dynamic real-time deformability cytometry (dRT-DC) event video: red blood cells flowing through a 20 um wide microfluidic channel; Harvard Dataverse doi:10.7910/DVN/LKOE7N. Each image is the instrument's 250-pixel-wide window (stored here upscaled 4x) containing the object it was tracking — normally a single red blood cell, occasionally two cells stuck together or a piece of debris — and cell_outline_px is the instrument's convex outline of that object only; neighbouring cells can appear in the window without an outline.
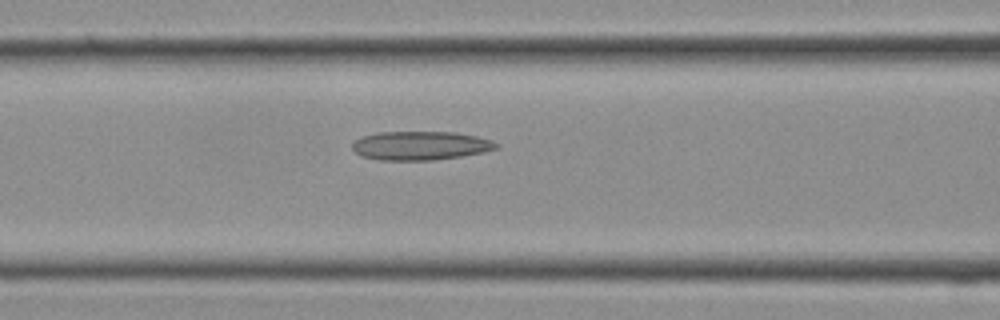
{"species": "Egyptian fruit bat (a non-hibernating species)", "species_latin": "Rousettus aegyptiacus", "temperature_condition": "cold", "stored_images_in_passage": 9, "camera_frame_rate_fps": 3000, "um_per_image_px": 0.085, "frame": {"image": 1, "passage_image": 7, "time_ms": 2.0, "image_size_px": [1000, 320], "cell_outline_px": [[500, 148], [484, 152], [460, 156], [432, 160], [380, 160], [360, 156], [352, 148], [352, 144], [360, 136], [380, 132], [456, 132], [476, 136], [492, 140], [500, 144]], "centroid_in_image_um": [35.75, 12.37], "position_along_channel_um": 130.8, "area_um2": 24.28}}
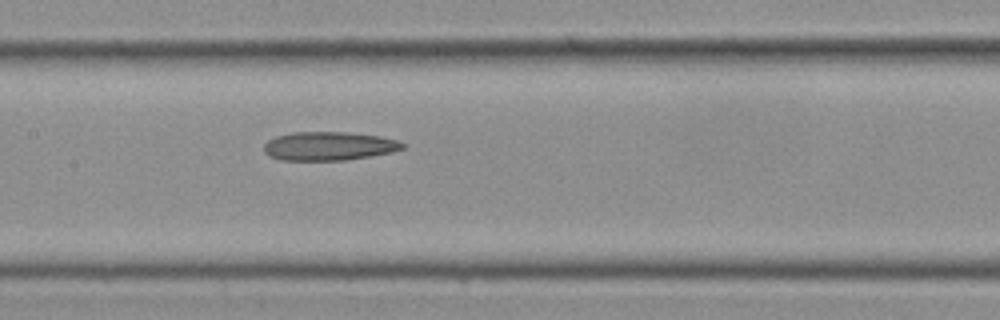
{"frame": {"image": 2, "passage_image": 9, "time_ms": 2.667, "image_size_px": [1000, 320], "cell_outline_px": [[408, 144], [404, 148], [392, 152], [344, 160], [280, 160], [268, 156], [264, 152], [264, 144], [268, 140], [276, 136], [292, 132], [344, 132], [380, 136], [396, 140]], "centroid_in_image_um": [27.94, 12.41], "position_along_channel_um": 179.5, "area_um2": 23.18}}